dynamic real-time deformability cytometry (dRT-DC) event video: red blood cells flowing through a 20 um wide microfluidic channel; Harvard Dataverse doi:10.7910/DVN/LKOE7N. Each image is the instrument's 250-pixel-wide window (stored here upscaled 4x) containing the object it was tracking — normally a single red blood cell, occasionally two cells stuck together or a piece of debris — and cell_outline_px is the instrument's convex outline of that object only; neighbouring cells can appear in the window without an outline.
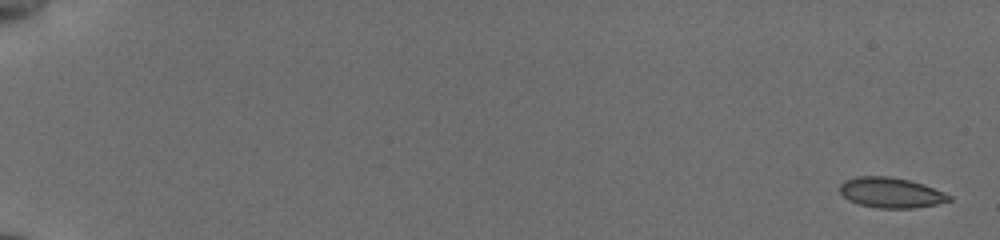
{"species": "common noctule bat (a hibernating species)", "species_latin": "Nyctalus noctula", "temperature_condition": "cold", "stored_images_in_passage": 56, "camera_frame_rate_fps": 3000, "um_per_image_px": 0.085, "animal": {"sex": "female", "body_mass_g": 19.5, "forearm_length_mm": 54.1}, "frame": {"image": 1, "passage_image": 1, "time_ms": 0.0, "image_size_px": [1000, 240], "cell_outline_px": [[952, 200], [936, 204], [912, 208], [880, 208], [860, 204], [848, 200], [840, 192], [840, 184], [844, 180], [856, 176], [888, 176], [908, 180], [924, 184], [944, 192], [952, 196]], "centroid_in_image_um": [75.73, 16.37], "position_along_channel_um": 9.3, "area_um2": 19.25}}
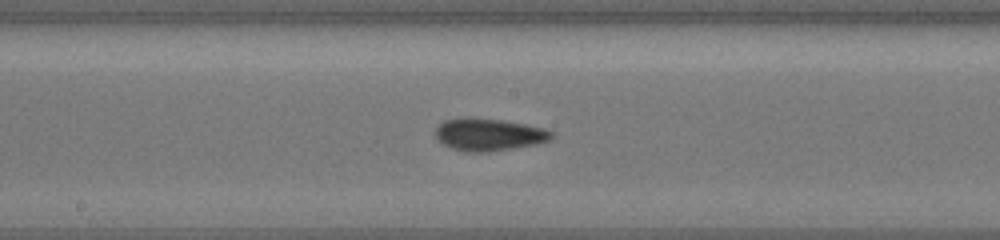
{"frame": {"image": 2, "passage_image": 32, "time_ms": 10.333, "image_size_px": [1000, 240], "cell_outline_px": [[552, 136], [548, 140], [536, 144], [488, 152], [464, 152], [452, 148], [444, 144], [436, 136], [436, 128], [444, 120], [504, 120], [544, 128], [552, 132]], "centroid_in_image_um": [41.58, 11.48], "position_along_channel_um": 206.6, "area_um2": 20.98}}
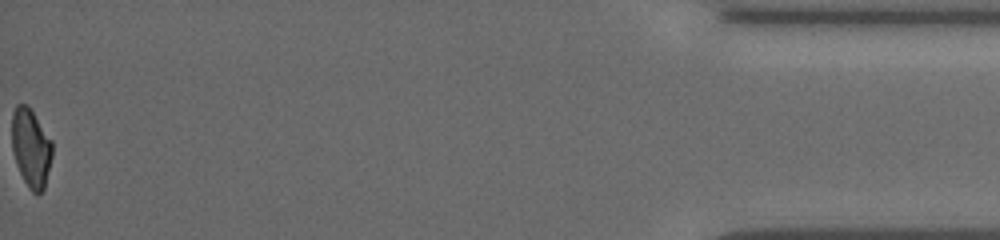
{"frame": {"image": 3, "passage_image": 56, "time_ms": 18.333, "image_size_px": [1000, 240], "cell_outline_px": [[52, 156], [44, 188], [36, 196], [28, 188], [16, 164], [12, 148], [12, 112], [16, 104], [28, 104], [52, 140]], "centroid_in_image_um": [2.63, 12.55], "position_along_channel_um": 432.6, "area_um2": 18.61}, "authors_computed_cell_mechanics": {"area_um2": 19.8543, "velocity_mm_per_s": 3.8307, "shape_relaxation_time_tau1_ms": 6.9047, "shape_relaxation_time_tau2_ms": 3.011, "deformation_change_tau1": 0.1852, "deformation_change_tau2": 0.09}}